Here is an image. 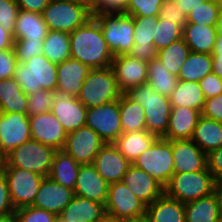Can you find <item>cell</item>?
I'll return each mask as SVG.
<instances>
[{"label":"cell","instance_id":"cell-1","mask_svg":"<svg viewBox=\"0 0 222 222\" xmlns=\"http://www.w3.org/2000/svg\"><path fill=\"white\" fill-rule=\"evenodd\" d=\"M69 36L71 58L87 65L90 69L111 66L113 55L106 44L101 26L94 16L69 33Z\"/></svg>","mask_w":222,"mask_h":222},{"label":"cell","instance_id":"cell-2","mask_svg":"<svg viewBox=\"0 0 222 222\" xmlns=\"http://www.w3.org/2000/svg\"><path fill=\"white\" fill-rule=\"evenodd\" d=\"M124 94L144 108L146 130L163 138L171 113L169 97L157 93L148 83L131 88Z\"/></svg>","mask_w":222,"mask_h":222},{"label":"cell","instance_id":"cell-3","mask_svg":"<svg viewBox=\"0 0 222 222\" xmlns=\"http://www.w3.org/2000/svg\"><path fill=\"white\" fill-rule=\"evenodd\" d=\"M13 78L26 95L39 90L54 91L57 88V64L43 54L18 63Z\"/></svg>","mask_w":222,"mask_h":222},{"label":"cell","instance_id":"cell-4","mask_svg":"<svg viewBox=\"0 0 222 222\" xmlns=\"http://www.w3.org/2000/svg\"><path fill=\"white\" fill-rule=\"evenodd\" d=\"M94 17L113 57L129 54L134 45V20L131 15L120 13H98Z\"/></svg>","mask_w":222,"mask_h":222},{"label":"cell","instance_id":"cell-5","mask_svg":"<svg viewBox=\"0 0 222 222\" xmlns=\"http://www.w3.org/2000/svg\"><path fill=\"white\" fill-rule=\"evenodd\" d=\"M121 92L111 67L91 69L77 99L87 108L119 100Z\"/></svg>","mask_w":222,"mask_h":222},{"label":"cell","instance_id":"cell-6","mask_svg":"<svg viewBox=\"0 0 222 222\" xmlns=\"http://www.w3.org/2000/svg\"><path fill=\"white\" fill-rule=\"evenodd\" d=\"M213 175L202 171L174 173L164 187V194L185 204L214 193Z\"/></svg>","mask_w":222,"mask_h":222},{"label":"cell","instance_id":"cell-7","mask_svg":"<svg viewBox=\"0 0 222 222\" xmlns=\"http://www.w3.org/2000/svg\"><path fill=\"white\" fill-rule=\"evenodd\" d=\"M55 152L54 148L31 139L7 154L1 167H18L48 177Z\"/></svg>","mask_w":222,"mask_h":222},{"label":"cell","instance_id":"cell-8","mask_svg":"<svg viewBox=\"0 0 222 222\" xmlns=\"http://www.w3.org/2000/svg\"><path fill=\"white\" fill-rule=\"evenodd\" d=\"M41 14L48 30L67 33H71L93 17L92 8L79 0L65 2L49 1Z\"/></svg>","mask_w":222,"mask_h":222},{"label":"cell","instance_id":"cell-9","mask_svg":"<svg viewBox=\"0 0 222 222\" xmlns=\"http://www.w3.org/2000/svg\"><path fill=\"white\" fill-rule=\"evenodd\" d=\"M132 165L147 172L165 187L174 174L171 140L158 138L132 162Z\"/></svg>","mask_w":222,"mask_h":222},{"label":"cell","instance_id":"cell-10","mask_svg":"<svg viewBox=\"0 0 222 222\" xmlns=\"http://www.w3.org/2000/svg\"><path fill=\"white\" fill-rule=\"evenodd\" d=\"M14 209L31 206L44 176L18 167H1Z\"/></svg>","mask_w":222,"mask_h":222},{"label":"cell","instance_id":"cell-11","mask_svg":"<svg viewBox=\"0 0 222 222\" xmlns=\"http://www.w3.org/2000/svg\"><path fill=\"white\" fill-rule=\"evenodd\" d=\"M85 125L96 132L105 143H114L123 133L119 100L87 108Z\"/></svg>","mask_w":222,"mask_h":222},{"label":"cell","instance_id":"cell-12","mask_svg":"<svg viewBox=\"0 0 222 222\" xmlns=\"http://www.w3.org/2000/svg\"><path fill=\"white\" fill-rule=\"evenodd\" d=\"M105 211L122 220L138 219L146 216V205L120 181L108 186Z\"/></svg>","mask_w":222,"mask_h":222},{"label":"cell","instance_id":"cell-13","mask_svg":"<svg viewBox=\"0 0 222 222\" xmlns=\"http://www.w3.org/2000/svg\"><path fill=\"white\" fill-rule=\"evenodd\" d=\"M105 142L91 128L84 125L67 134L63 151L80 165L93 164L94 158Z\"/></svg>","mask_w":222,"mask_h":222},{"label":"cell","instance_id":"cell-14","mask_svg":"<svg viewBox=\"0 0 222 222\" xmlns=\"http://www.w3.org/2000/svg\"><path fill=\"white\" fill-rule=\"evenodd\" d=\"M29 140H31V129L27 114L0 113V157L2 159Z\"/></svg>","mask_w":222,"mask_h":222},{"label":"cell","instance_id":"cell-15","mask_svg":"<svg viewBox=\"0 0 222 222\" xmlns=\"http://www.w3.org/2000/svg\"><path fill=\"white\" fill-rule=\"evenodd\" d=\"M52 95L54 103L51 112L67 133L85 125L87 107L77 97L58 89L54 90Z\"/></svg>","mask_w":222,"mask_h":222},{"label":"cell","instance_id":"cell-16","mask_svg":"<svg viewBox=\"0 0 222 222\" xmlns=\"http://www.w3.org/2000/svg\"><path fill=\"white\" fill-rule=\"evenodd\" d=\"M121 92L147 83L148 62L138 60L129 54L113 57L110 66Z\"/></svg>","mask_w":222,"mask_h":222},{"label":"cell","instance_id":"cell-17","mask_svg":"<svg viewBox=\"0 0 222 222\" xmlns=\"http://www.w3.org/2000/svg\"><path fill=\"white\" fill-rule=\"evenodd\" d=\"M29 126L32 140L56 151L63 149L68 133L51 111L29 117Z\"/></svg>","mask_w":222,"mask_h":222},{"label":"cell","instance_id":"cell-18","mask_svg":"<svg viewBox=\"0 0 222 222\" xmlns=\"http://www.w3.org/2000/svg\"><path fill=\"white\" fill-rule=\"evenodd\" d=\"M131 164L114 143H105L95 156L93 162L98 174L109 185L122 181L124 174Z\"/></svg>","mask_w":222,"mask_h":222},{"label":"cell","instance_id":"cell-19","mask_svg":"<svg viewBox=\"0 0 222 222\" xmlns=\"http://www.w3.org/2000/svg\"><path fill=\"white\" fill-rule=\"evenodd\" d=\"M174 173L196 172L207 168V154L191 139L171 140Z\"/></svg>","mask_w":222,"mask_h":222},{"label":"cell","instance_id":"cell-20","mask_svg":"<svg viewBox=\"0 0 222 222\" xmlns=\"http://www.w3.org/2000/svg\"><path fill=\"white\" fill-rule=\"evenodd\" d=\"M109 184L98 174L93 164L80 165L74 195L106 204Z\"/></svg>","mask_w":222,"mask_h":222},{"label":"cell","instance_id":"cell-21","mask_svg":"<svg viewBox=\"0 0 222 222\" xmlns=\"http://www.w3.org/2000/svg\"><path fill=\"white\" fill-rule=\"evenodd\" d=\"M122 182L146 206L164 194V187L158 181L132 164L124 174Z\"/></svg>","mask_w":222,"mask_h":222},{"label":"cell","instance_id":"cell-22","mask_svg":"<svg viewBox=\"0 0 222 222\" xmlns=\"http://www.w3.org/2000/svg\"><path fill=\"white\" fill-rule=\"evenodd\" d=\"M74 197V191L44 177L32 207L44 209L59 215Z\"/></svg>","mask_w":222,"mask_h":222},{"label":"cell","instance_id":"cell-23","mask_svg":"<svg viewBox=\"0 0 222 222\" xmlns=\"http://www.w3.org/2000/svg\"><path fill=\"white\" fill-rule=\"evenodd\" d=\"M134 45L129 55L138 60L150 62L157 57L154 48V32L158 17H133Z\"/></svg>","mask_w":222,"mask_h":222},{"label":"cell","instance_id":"cell-24","mask_svg":"<svg viewBox=\"0 0 222 222\" xmlns=\"http://www.w3.org/2000/svg\"><path fill=\"white\" fill-rule=\"evenodd\" d=\"M90 70L87 65L71 57L57 64L56 89L77 97Z\"/></svg>","mask_w":222,"mask_h":222},{"label":"cell","instance_id":"cell-25","mask_svg":"<svg viewBox=\"0 0 222 222\" xmlns=\"http://www.w3.org/2000/svg\"><path fill=\"white\" fill-rule=\"evenodd\" d=\"M201 113L189 107H171L168 129L163 139H192L195 126Z\"/></svg>","mask_w":222,"mask_h":222},{"label":"cell","instance_id":"cell-26","mask_svg":"<svg viewBox=\"0 0 222 222\" xmlns=\"http://www.w3.org/2000/svg\"><path fill=\"white\" fill-rule=\"evenodd\" d=\"M48 31L41 13L19 10L13 39L14 41H43Z\"/></svg>","mask_w":222,"mask_h":222},{"label":"cell","instance_id":"cell-27","mask_svg":"<svg viewBox=\"0 0 222 222\" xmlns=\"http://www.w3.org/2000/svg\"><path fill=\"white\" fill-rule=\"evenodd\" d=\"M105 213L104 204L74 195L59 215L68 222H98Z\"/></svg>","mask_w":222,"mask_h":222},{"label":"cell","instance_id":"cell-28","mask_svg":"<svg viewBox=\"0 0 222 222\" xmlns=\"http://www.w3.org/2000/svg\"><path fill=\"white\" fill-rule=\"evenodd\" d=\"M217 35L216 26L186 23L182 38L192 52L212 54Z\"/></svg>","mask_w":222,"mask_h":222},{"label":"cell","instance_id":"cell-29","mask_svg":"<svg viewBox=\"0 0 222 222\" xmlns=\"http://www.w3.org/2000/svg\"><path fill=\"white\" fill-rule=\"evenodd\" d=\"M148 222H185L184 204L163 194L146 206Z\"/></svg>","mask_w":222,"mask_h":222},{"label":"cell","instance_id":"cell-30","mask_svg":"<svg viewBox=\"0 0 222 222\" xmlns=\"http://www.w3.org/2000/svg\"><path fill=\"white\" fill-rule=\"evenodd\" d=\"M185 222H222V211L217 196H208L184 204Z\"/></svg>","mask_w":222,"mask_h":222},{"label":"cell","instance_id":"cell-31","mask_svg":"<svg viewBox=\"0 0 222 222\" xmlns=\"http://www.w3.org/2000/svg\"><path fill=\"white\" fill-rule=\"evenodd\" d=\"M191 140L206 154L222 147V123L200 115Z\"/></svg>","mask_w":222,"mask_h":222},{"label":"cell","instance_id":"cell-32","mask_svg":"<svg viewBox=\"0 0 222 222\" xmlns=\"http://www.w3.org/2000/svg\"><path fill=\"white\" fill-rule=\"evenodd\" d=\"M28 96L12 78L0 80V113L27 114Z\"/></svg>","mask_w":222,"mask_h":222},{"label":"cell","instance_id":"cell-33","mask_svg":"<svg viewBox=\"0 0 222 222\" xmlns=\"http://www.w3.org/2000/svg\"><path fill=\"white\" fill-rule=\"evenodd\" d=\"M158 137L147 130L122 133L114 145L131 163L149 148Z\"/></svg>","mask_w":222,"mask_h":222},{"label":"cell","instance_id":"cell-34","mask_svg":"<svg viewBox=\"0 0 222 222\" xmlns=\"http://www.w3.org/2000/svg\"><path fill=\"white\" fill-rule=\"evenodd\" d=\"M80 164L73 157L58 150L54 154L53 163L48 177L66 188L72 189L76 184Z\"/></svg>","mask_w":222,"mask_h":222},{"label":"cell","instance_id":"cell-35","mask_svg":"<svg viewBox=\"0 0 222 222\" xmlns=\"http://www.w3.org/2000/svg\"><path fill=\"white\" fill-rule=\"evenodd\" d=\"M171 107H189L202 113L205 98L199 82L179 80L169 95Z\"/></svg>","mask_w":222,"mask_h":222},{"label":"cell","instance_id":"cell-36","mask_svg":"<svg viewBox=\"0 0 222 222\" xmlns=\"http://www.w3.org/2000/svg\"><path fill=\"white\" fill-rule=\"evenodd\" d=\"M119 109L123 133L146 130L144 108L140 104L122 94Z\"/></svg>","mask_w":222,"mask_h":222},{"label":"cell","instance_id":"cell-37","mask_svg":"<svg viewBox=\"0 0 222 222\" xmlns=\"http://www.w3.org/2000/svg\"><path fill=\"white\" fill-rule=\"evenodd\" d=\"M212 73V54L190 52L180 69L178 80L199 82Z\"/></svg>","mask_w":222,"mask_h":222},{"label":"cell","instance_id":"cell-38","mask_svg":"<svg viewBox=\"0 0 222 222\" xmlns=\"http://www.w3.org/2000/svg\"><path fill=\"white\" fill-rule=\"evenodd\" d=\"M70 53L69 33L49 30L43 40V55L52 63L59 64L69 59Z\"/></svg>","mask_w":222,"mask_h":222},{"label":"cell","instance_id":"cell-39","mask_svg":"<svg viewBox=\"0 0 222 222\" xmlns=\"http://www.w3.org/2000/svg\"><path fill=\"white\" fill-rule=\"evenodd\" d=\"M178 81V77L170 73L157 57L148 62L147 83L157 93L169 97Z\"/></svg>","mask_w":222,"mask_h":222},{"label":"cell","instance_id":"cell-40","mask_svg":"<svg viewBox=\"0 0 222 222\" xmlns=\"http://www.w3.org/2000/svg\"><path fill=\"white\" fill-rule=\"evenodd\" d=\"M190 52V48L186 45L184 39L181 38L171 43L168 47L159 50L157 58L170 73L178 76Z\"/></svg>","mask_w":222,"mask_h":222},{"label":"cell","instance_id":"cell-41","mask_svg":"<svg viewBox=\"0 0 222 222\" xmlns=\"http://www.w3.org/2000/svg\"><path fill=\"white\" fill-rule=\"evenodd\" d=\"M183 29L171 21L164 20L158 16L154 32V48L159 50L168 47L171 43L182 38Z\"/></svg>","mask_w":222,"mask_h":222},{"label":"cell","instance_id":"cell-42","mask_svg":"<svg viewBox=\"0 0 222 222\" xmlns=\"http://www.w3.org/2000/svg\"><path fill=\"white\" fill-rule=\"evenodd\" d=\"M221 4L216 0H206L187 15V23L216 26Z\"/></svg>","mask_w":222,"mask_h":222},{"label":"cell","instance_id":"cell-43","mask_svg":"<svg viewBox=\"0 0 222 222\" xmlns=\"http://www.w3.org/2000/svg\"><path fill=\"white\" fill-rule=\"evenodd\" d=\"M164 0H127L123 13L132 17H158Z\"/></svg>","mask_w":222,"mask_h":222},{"label":"cell","instance_id":"cell-44","mask_svg":"<svg viewBox=\"0 0 222 222\" xmlns=\"http://www.w3.org/2000/svg\"><path fill=\"white\" fill-rule=\"evenodd\" d=\"M27 96L28 117L51 111L54 103L52 91L42 89Z\"/></svg>","mask_w":222,"mask_h":222},{"label":"cell","instance_id":"cell-45","mask_svg":"<svg viewBox=\"0 0 222 222\" xmlns=\"http://www.w3.org/2000/svg\"><path fill=\"white\" fill-rule=\"evenodd\" d=\"M17 222H55L57 215L41 208L24 206L14 212Z\"/></svg>","mask_w":222,"mask_h":222},{"label":"cell","instance_id":"cell-46","mask_svg":"<svg viewBox=\"0 0 222 222\" xmlns=\"http://www.w3.org/2000/svg\"><path fill=\"white\" fill-rule=\"evenodd\" d=\"M19 7L16 0H0V25L12 35L15 29Z\"/></svg>","mask_w":222,"mask_h":222},{"label":"cell","instance_id":"cell-47","mask_svg":"<svg viewBox=\"0 0 222 222\" xmlns=\"http://www.w3.org/2000/svg\"><path fill=\"white\" fill-rule=\"evenodd\" d=\"M18 63H25L36 55L43 54V41H14Z\"/></svg>","mask_w":222,"mask_h":222},{"label":"cell","instance_id":"cell-48","mask_svg":"<svg viewBox=\"0 0 222 222\" xmlns=\"http://www.w3.org/2000/svg\"><path fill=\"white\" fill-rule=\"evenodd\" d=\"M159 17L176 23L182 29L187 23V15L180 11L175 5L174 0H164L162 2Z\"/></svg>","mask_w":222,"mask_h":222},{"label":"cell","instance_id":"cell-49","mask_svg":"<svg viewBox=\"0 0 222 222\" xmlns=\"http://www.w3.org/2000/svg\"><path fill=\"white\" fill-rule=\"evenodd\" d=\"M18 59L14 48L0 50V80L12 78L16 71Z\"/></svg>","mask_w":222,"mask_h":222},{"label":"cell","instance_id":"cell-50","mask_svg":"<svg viewBox=\"0 0 222 222\" xmlns=\"http://www.w3.org/2000/svg\"><path fill=\"white\" fill-rule=\"evenodd\" d=\"M205 99L222 94V80L214 73L206 75L199 81Z\"/></svg>","mask_w":222,"mask_h":222},{"label":"cell","instance_id":"cell-51","mask_svg":"<svg viewBox=\"0 0 222 222\" xmlns=\"http://www.w3.org/2000/svg\"><path fill=\"white\" fill-rule=\"evenodd\" d=\"M127 0H97L91 7L92 15L98 13H120L125 11Z\"/></svg>","mask_w":222,"mask_h":222},{"label":"cell","instance_id":"cell-52","mask_svg":"<svg viewBox=\"0 0 222 222\" xmlns=\"http://www.w3.org/2000/svg\"><path fill=\"white\" fill-rule=\"evenodd\" d=\"M201 115L222 123V94L205 99Z\"/></svg>","mask_w":222,"mask_h":222},{"label":"cell","instance_id":"cell-53","mask_svg":"<svg viewBox=\"0 0 222 222\" xmlns=\"http://www.w3.org/2000/svg\"><path fill=\"white\" fill-rule=\"evenodd\" d=\"M207 169L215 182L222 180V147L207 154Z\"/></svg>","mask_w":222,"mask_h":222},{"label":"cell","instance_id":"cell-54","mask_svg":"<svg viewBox=\"0 0 222 222\" xmlns=\"http://www.w3.org/2000/svg\"><path fill=\"white\" fill-rule=\"evenodd\" d=\"M15 209L11 203L6 177L0 170V216L14 213Z\"/></svg>","mask_w":222,"mask_h":222},{"label":"cell","instance_id":"cell-55","mask_svg":"<svg viewBox=\"0 0 222 222\" xmlns=\"http://www.w3.org/2000/svg\"><path fill=\"white\" fill-rule=\"evenodd\" d=\"M212 73L222 80V35H217L212 53Z\"/></svg>","mask_w":222,"mask_h":222},{"label":"cell","instance_id":"cell-56","mask_svg":"<svg viewBox=\"0 0 222 222\" xmlns=\"http://www.w3.org/2000/svg\"><path fill=\"white\" fill-rule=\"evenodd\" d=\"M49 0H16L19 10L42 13Z\"/></svg>","mask_w":222,"mask_h":222},{"label":"cell","instance_id":"cell-57","mask_svg":"<svg viewBox=\"0 0 222 222\" xmlns=\"http://www.w3.org/2000/svg\"><path fill=\"white\" fill-rule=\"evenodd\" d=\"M205 1L206 0H174V3L182 13L188 15L191 10Z\"/></svg>","mask_w":222,"mask_h":222},{"label":"cell","instance_id":"cell-58","mask_svg":"<svg viewBox=\"0 0 222 222\" xmlns=\"http://www.w3.org/2000/svg\"><path fill=\"white\" fill-rule=\"evenodd\" d=\"M14 39L13 35L1 27L0 25V50H8L13 48Z\"/></svg>","mask_w":222,"mask_h":222},{"label":"cell","instance_id":"cell-59","mask_svg":"<svg viewBox=\"0 0 222 222\" xmlns=\"http://www.w3.org/2000/svg\"><path fill=\"white\" fill-rule=\"evenodd\" d=\"M214 193L217 196L218 203H219L221 211H222V180L215 182Z\"/></svg>","mask_w":222,"mask_h":222},{"label":"cell","instance_id":"cell-60","mask_svg":"<svg viewBox=\"0 0 222 222\" xmlns=\"http://www.w3.org/2000/svg\"><path fill=\"white\" fill-rule=\"evenodd\" d=\"M98 222H122V219L106 212Z\"/></svg>","mask_w":222,"mask_h":222},{"label":"cell","instance_id":"cell-61","mask_svg":"<svg viewBox=\"0 0 222 222\" xmlns=\"http://www.w3.org/2000/svg\"><path fill=\"white\" fill-rule=\"evenodd\" d=\"M216 31L218 35H222V6L216 23Z\"/></svg>","mask_w":222,"mask_h":222},{"label":"cell","instance_id":"cell-62","mask_svg":"<svg viewBox=\"0 0 222 222\" xmlns=\"http://www.w3.org/2000/svg\"><path fill=\"white\" fill-rule=\"evenodd\" d=\"M0 222H17L14 213L9 215L0 216Z\"/></svg>","mask_w":222,"mask_h":222},{"label":"cell","instance_id":"cell-63","mask_svg":"<svg viewBox=\"0 0 222 222\" xmlns=\"http://www.w3.org/2000/svg\"><path fill=\"white\" fill-rule=\"evenodd\" d=\"M122 222H148L146 217L138 218V219H128L122 220Z\"/></svg>","mask_w":222,"mask_h":222},{"label":"cell","instance_id":"cell-64","mask_svg":"<svg viewBox=\"0 0 222 222\" xmlns=\"http://www.w3.org/2000/svg\"><path fill=\"white\" fill-rule=\"evenodd\" d=\"M79 1L88 4L90 7H92L97 2V0H79Z\"/></svg>","mask_w":222,"mask_h":222},{"label":"cell","instance_id":"cell-65","mask_svg":"<svg viewBox=\"0 0 222 222\" xmlns=\"http://www.w3.org/2000/svg\"><path fill=\"white\" fill-rule=\"evenodd\" d=\"M55 222H68L66 219L62 218L60 215H57Z\"/></svg>","mask_w":222,"mask_h":222},{"label":"cell","instance_id":"cell-66","mask_svg":"<svg viewBox=\"0 0 222 222\" xmlns=\"http://www.w3.org/2000/svg\"><path fill=\"white\" fill-rule=\"evenodd\" d=\"M49 1H53V2H65V1H71V0H49Z\"/></svg>","mask_w":222,"mask_h":222},{"label":"cell","instance_id":"cell-67","mask_svg":"<svg viewBox=\"0 0 222 222\" xmlns=\"http://www.w3.org/2000/svg\"><path fill=\"white\" fill-rule=\"evenodd\" d=\"M216 1L222 5V0H216Z\"/></svg>","mask_w":222,"mask_h":222}]
</instances>
